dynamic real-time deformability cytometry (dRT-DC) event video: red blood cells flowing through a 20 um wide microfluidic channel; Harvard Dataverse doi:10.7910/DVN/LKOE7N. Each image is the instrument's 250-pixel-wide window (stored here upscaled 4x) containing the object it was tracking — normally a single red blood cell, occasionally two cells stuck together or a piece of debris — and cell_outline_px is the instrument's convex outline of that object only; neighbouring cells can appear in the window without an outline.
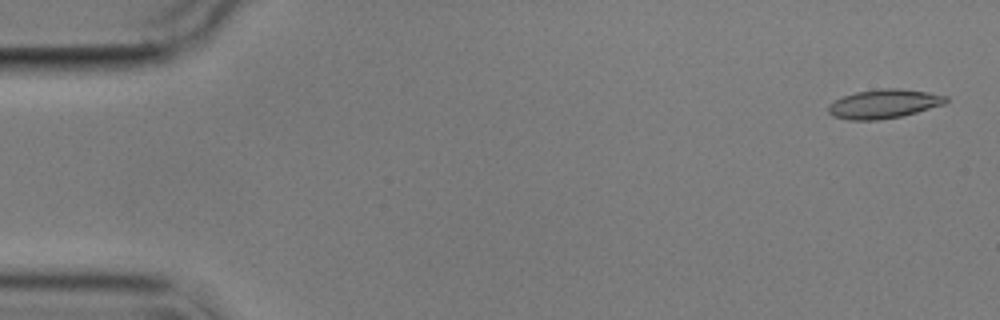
{"species": "common noctule bat (a hibernating species)", "species_latin": "Nyctalus noctula", "temperature_condition": "cold", "stored_images_in_passage": 4, "camera_frame_rate_fps": 3000, "um_per_image_px": 0.085, "animal": {"sex": "male", "body_mass_g": 17.9}, "frame": {"image": 1, "passage_image": 1, "time_ms": 0.0, "image_size_px": [1000, 320], "cell_outline_px": [[948, 100], [944, 104], [916, 112], [900, 116], [876, 120], [848, 120], [832, 116], [828, 112], [828, 104], [844, 96], [856, 92], [880, 88], [900, 88], [928, 92], [948, 96]], "centroid_in_image_um": [75.12, 8.82], "position_along_channel_um": 9.9, "area_um2": 19.83}}
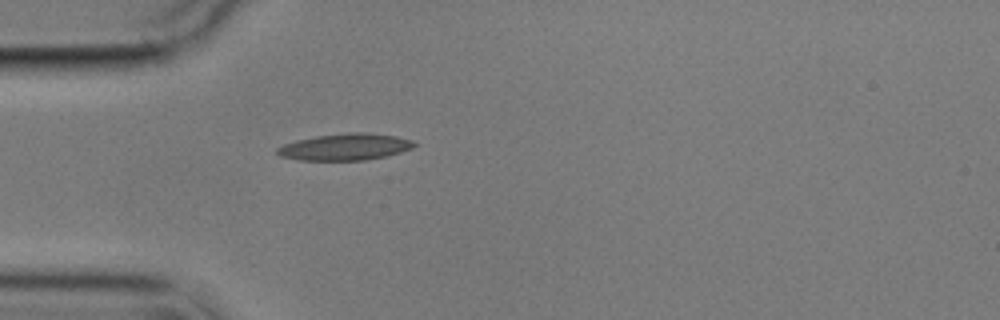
{"frame": {"image": 2, "passage_image": 4, "time_ms": 4.667, "image_size_px": [1000, 320], "cell_outline_px": [[416, 144], [412, 148], [388, 156], [364, 160], [300, 160], [280, 156], [276, 152], [276, 148], [284, 144], [296, 140], [316, 136], [348, 132], [364, 132], [396, 136], [412, 140]], "centroid_in_image_um": [29.33, 12.48], "position_along_channel_um": 55.7, "area_um2": 21.27}}